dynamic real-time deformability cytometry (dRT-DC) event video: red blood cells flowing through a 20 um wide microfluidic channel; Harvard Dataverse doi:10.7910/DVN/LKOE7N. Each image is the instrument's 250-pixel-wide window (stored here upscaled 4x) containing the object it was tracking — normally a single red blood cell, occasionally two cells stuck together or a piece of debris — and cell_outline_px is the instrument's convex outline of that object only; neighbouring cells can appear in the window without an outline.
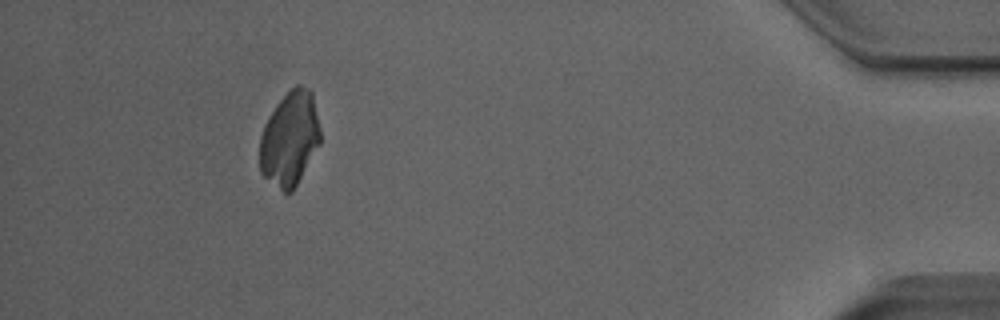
{"species": "Egyptian fruit bat (a non-hibernating species)", "species_latin": "Rousettus aegyptiacus", "temperature_condition": "room temperature", "stored_images_in_passage": 37, "camera_frame_rate_fps": 3000, "um_per_image_px": 0.085, "animal": {"sex": "male"}, "frame": {"image": 1, "passage_image": 33, "time_ms": 10.667, "image_size_px": [1000, 320], "cell_outline_px": [[320, 144], [292, 192], [284, 192], [264, 176], [260, 172], [260, 136], [264, 124], [268, 116], [276, 104], [296, 84], [300, 84], [312, 88], [320, 128]], "centroid_in_image_um": [24.64, 11.75], "position_along_channel_um": 410.6, "area_um2": 33.41}}